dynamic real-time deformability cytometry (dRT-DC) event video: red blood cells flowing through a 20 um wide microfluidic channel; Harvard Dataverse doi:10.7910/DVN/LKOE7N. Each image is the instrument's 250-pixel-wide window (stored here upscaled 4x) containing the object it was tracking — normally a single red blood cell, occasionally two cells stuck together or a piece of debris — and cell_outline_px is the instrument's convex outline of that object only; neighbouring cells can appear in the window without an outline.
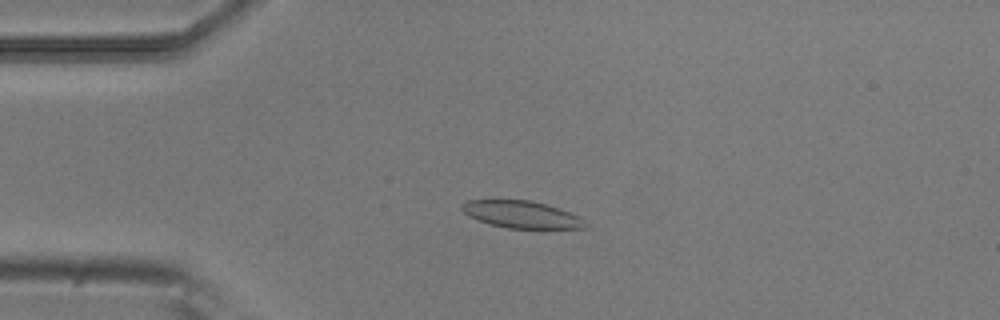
{"species": "common noctule bat (a hibernating species)", "species_latin": "Nyctalus noctula", "temperature_condition": "room temperature", "stored_images_in_passage": 4, "camera_frame_rate_fps": 3000, "um_per_image_px": 0.085, "animal": {"sex": "male", "body_mass_g": 20.5, "forearm_length_mm": 52.5}, "frame": {"image": 1, "passage_image": 3, "time_ms": 0.667, "image_size_px": [1000, 320], "cell_outline_px": [[588, 228], [508, 228], [492, 224], [468, 216], [460, 208], [460, 204], [468, 200], [532, 200], [580, 216], [588, 224]], "centroid_in_image_um": [44.33, 18.23], "position_along_channel_um": 40.7, "area_um2": 19.31}}